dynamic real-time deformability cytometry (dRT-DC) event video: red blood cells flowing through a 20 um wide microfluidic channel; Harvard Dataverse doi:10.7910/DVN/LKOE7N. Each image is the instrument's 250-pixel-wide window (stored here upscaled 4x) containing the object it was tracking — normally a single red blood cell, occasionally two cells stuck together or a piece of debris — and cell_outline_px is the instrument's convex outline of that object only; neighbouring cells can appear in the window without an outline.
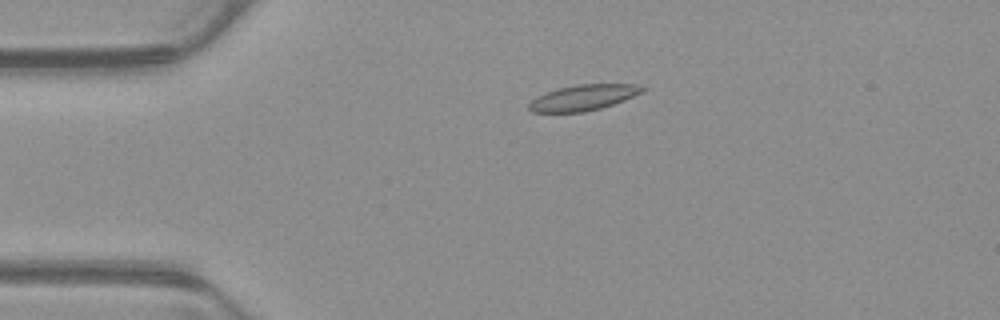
{"species": "common noctule bat (a hibernating species)", "species_latin": "Nyctalus noctula", "temperature_condition": "warm", "stored_images_in_passage": 54, "camera_frame_rate_fps": 3000, "um_per_image_px": 0.085, "animal": {"sex": "male", "body_mass_g": 23.1, "forearm_length_mm": 52.7}, "frame": {"image": 1, "passage_image": 12, "time_ms": 3.667, "image_size_px": [1000, 320], "cell_outline_px": [[648, 88], [644, 92], [624, 100], [600, 108], [584, 112], [532, 112], [528, 108], [528, 104], [536, 96], [544, 92], [576, 84], [640, 84]], "centroid_in_image_um": [49.61, 8.28], "position_along_channel_um": 35.4, "area_um2": 17.11}}
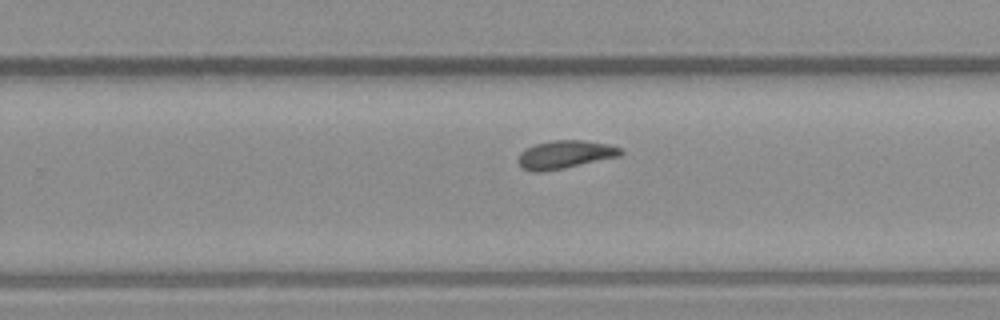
{"frame": {"image": 2, "passage_image": 34, "time_ms": 11.0, "image_size_px": [1000, 320], "cell_outline_px": [[624, 152], [620, 156], [564, 168], [540, 172], [532, 172], [524, 168], [516, 160], [520, 152], [536, 144], [552, 140], [584, 140], [608, 144], [620, 148]], "centroid_in_image_um": [48.03, 13.13], "position_along_channel_um": 281.8, "area_um2": 16.7}}
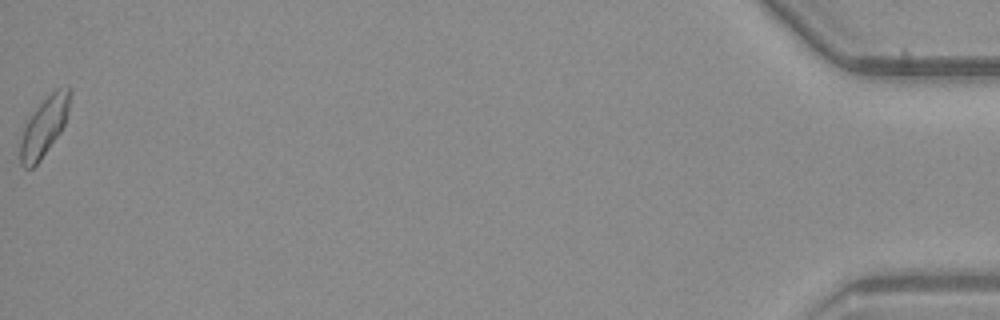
{"frame": {"image": 3, "passage_image": 54, "time_ms": 17.667, "image_size_px": [1000, 320], "cell_outline_px": [[72, 92], [68, 112], [64, 124], [60, 132], [40, 160], [32, 168], [24, 168], [20, 164], [20, 140], [24, 124], [32, 112], [56, 88], [68, 84], [72, 88]], "centroid_in_image_um": [3.76, 10.72], "position_along_channel_um": 431.4, "area_um2": 17.22}, "authors_computed_cell_mechanics": {"area_um2": 16.5886, "velocity_mm_per_s": 3.8607, "shape_relaxation_time_tau1_ms": null, "shape_relaxation_time_tau2_ms": 7.8232, "deformation_change_tau1": null, "deformation_change_tau2": 0.1488}}